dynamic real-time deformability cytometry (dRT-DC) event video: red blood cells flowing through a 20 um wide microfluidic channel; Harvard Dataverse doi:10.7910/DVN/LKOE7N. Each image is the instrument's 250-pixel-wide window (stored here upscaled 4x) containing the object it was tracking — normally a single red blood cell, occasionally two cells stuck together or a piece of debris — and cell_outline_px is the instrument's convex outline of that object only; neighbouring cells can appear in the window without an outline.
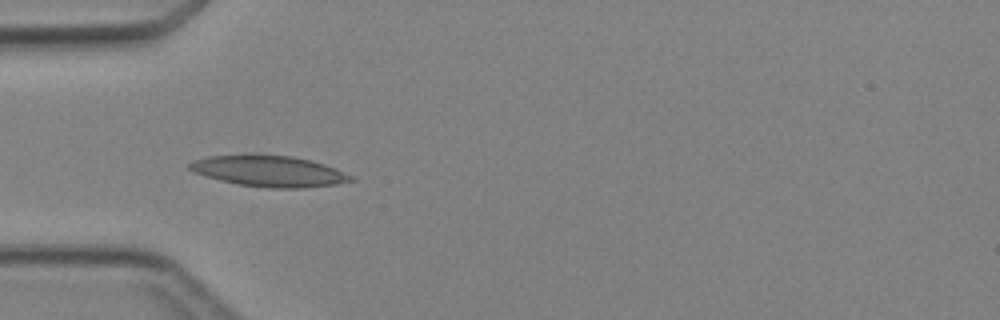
{"species": "Egyptian fruit bat (a non-hibernating species)", "species_latin": "Rousettus aegyptiacus", "temperature_condition": "cold", "stored_images_in_passage": 3, "camera_frame_rate_fps": 3000, "um_per_image_px": 0.085, "animal": {"sex": "female"}, "frame": {"image": 1, "passage_image": 3, "time_ms": 2.333, "image_size_px": [1000, 320], "cell_outline_px": [[356, 180], [336, 184], [304, 188], [268, 188], [240, 184], [220, 180], [192, 172], [188, 168], [188, 164], [192, 160], [208, 156], [244, 152], [256, 152], [292, 156], [312, 160], [336, 168], [352, 176]], "centroid_in_image_um": [22.82, 14.5], "position_along_channel_um": 62.2, "area_um2": 30.11}}